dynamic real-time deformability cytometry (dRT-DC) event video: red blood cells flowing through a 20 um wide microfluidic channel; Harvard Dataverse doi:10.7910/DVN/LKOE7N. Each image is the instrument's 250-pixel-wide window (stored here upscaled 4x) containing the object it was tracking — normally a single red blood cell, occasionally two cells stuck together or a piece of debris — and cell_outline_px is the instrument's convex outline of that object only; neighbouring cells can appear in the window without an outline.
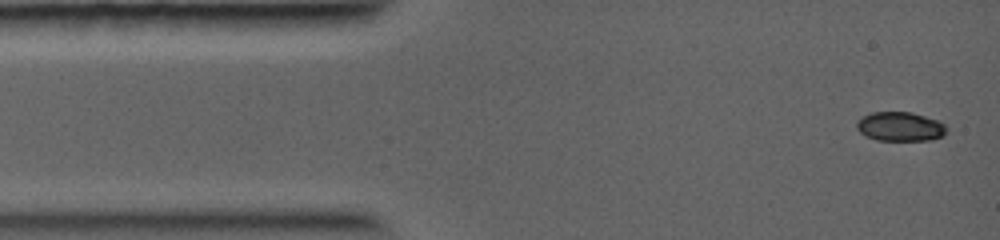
{"species": "common noctule bat (a hibernating species)", "species_latin": "Nyctalus noctula", "temperature_condition": "warm", "stored_images_in_passage": 5, "camera_frame_rate_fps": 5000, "um_per_image_px": 0.085, "animal": {"sex": "female", "body_mass_g": 19.0, "forearm_length_mm": 56.7}, "frame": {"image": 1, "passage_image": 1, "time_ms": 0.0, "image_size_px": [1000, 240], "cell_outline_px": [[948, 128], [944, 136], [932, 140], [876, 140], [864, 136], [856, 128], [856, 124], [864, 116], [872, 112], [912, 112], [940, 120]], "centroid_in_image_um": [76.56, 10.76], "position_along_channel_um": 8.4, "area_um2": 15.49}}
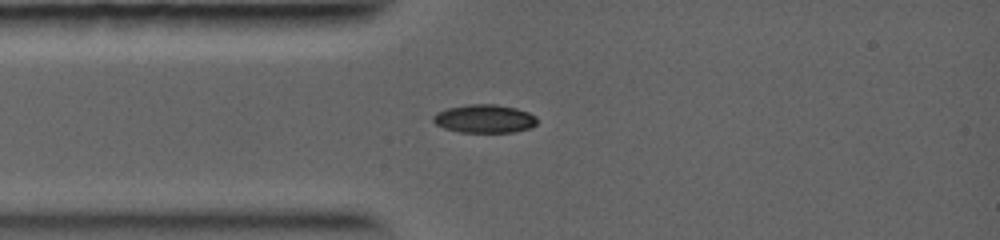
{"frame": {"image": 2, "passage_image": 5, "time_ms": 2.2, "image_size_px": [1000, 240], "cell_outline_px": [[536, 124], [532, 128], [512, 132], [460, 132], [444, 128], [436, 124], [432, 120], [432, 116], [436, 112], [448, 108], [468, 104], [496, 104], [516, 108], [528, 112], [536, 116]], "centroid_in_image_um": [41.17, 10.09], "position_along_channel_um": 43.8, "area_um2": 17.22}}